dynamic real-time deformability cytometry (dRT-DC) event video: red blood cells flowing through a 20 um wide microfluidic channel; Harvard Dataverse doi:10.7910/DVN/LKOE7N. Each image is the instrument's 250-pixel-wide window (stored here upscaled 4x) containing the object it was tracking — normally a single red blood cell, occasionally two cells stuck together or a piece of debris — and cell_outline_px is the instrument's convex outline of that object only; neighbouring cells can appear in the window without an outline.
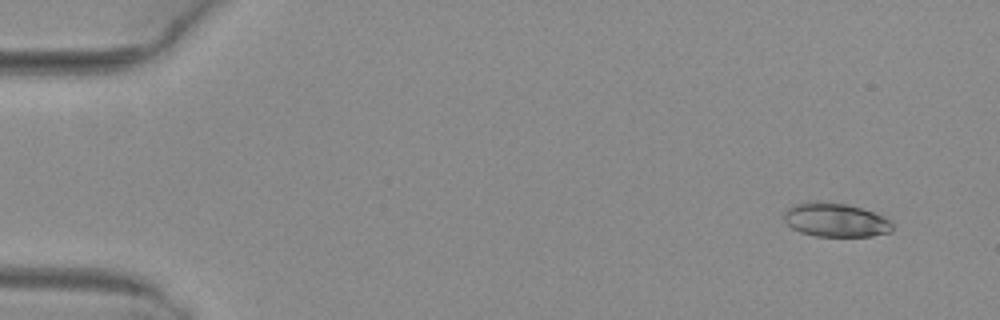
{"species": "common noctule bat (a hibernating species)", "species_latin": "Nyctalus noctula", "temperature_condition": "warm", "stored_images_in_passage": 14, "camera_frame_rate_fps": 3000, "um_per_image_px": 0.085, "animal": {"sex": "female", "body_mass_g": 29.2, "forearm_length_mm": 56.3}, "frame": {"image": 1, "passage_image": 2, "time_ms": 0.333, "image_size_px": [1000, 320], "cell_outline_px": [[892, 232], [872, 236], [816, 236], [800, 232], [792, 228], [784, 220], [784, 212], [788, 208], [796, 204], [848, 204], [888, 216], [892, 220]], "centroid_in_image_um": [71.12, 18.74], "position_along_channel_um": 13.9, "area_um2": 20.98}}